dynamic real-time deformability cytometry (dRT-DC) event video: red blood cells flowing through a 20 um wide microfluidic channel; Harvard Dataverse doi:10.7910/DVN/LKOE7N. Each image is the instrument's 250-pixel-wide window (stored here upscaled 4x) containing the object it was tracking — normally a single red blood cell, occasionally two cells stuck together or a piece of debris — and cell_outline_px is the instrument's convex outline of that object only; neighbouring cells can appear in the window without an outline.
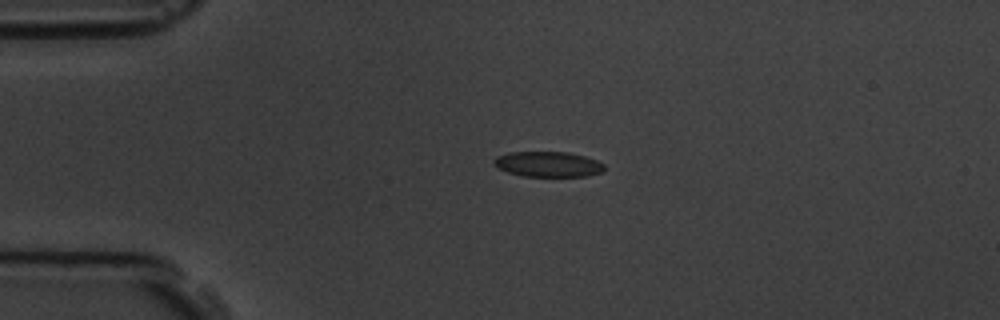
{"species": "common noctule bat (a hibernating species)", "species_latin": "Nyctalus noctula", "temperature_condition": "room temperature", "stored_images_in_passage": 4, "camera_frame_rate_fps": 3000, "um_per_image_px": 0.085, "animal": {"sex": "male", "body_mass_g": 19.5, "forearm_length_mm": 54.6}, "frame": {"image": 1, "passage_image": 3, "time_ms": 2.333, "image_size_px": [1000, 320], "cell_outline_px": [[604, 172], [588, 176], [524, 176], [508, 172], [496, 168], [492, 164], [492, 160], [496, 156], [508, 152], [568, 152], [584, 156], [596, 160], [604, 164]], "centroid_in_image_um": [46.55, 13.96], "position_along_channel_um": 38.4, "area_um2": 16.47}}